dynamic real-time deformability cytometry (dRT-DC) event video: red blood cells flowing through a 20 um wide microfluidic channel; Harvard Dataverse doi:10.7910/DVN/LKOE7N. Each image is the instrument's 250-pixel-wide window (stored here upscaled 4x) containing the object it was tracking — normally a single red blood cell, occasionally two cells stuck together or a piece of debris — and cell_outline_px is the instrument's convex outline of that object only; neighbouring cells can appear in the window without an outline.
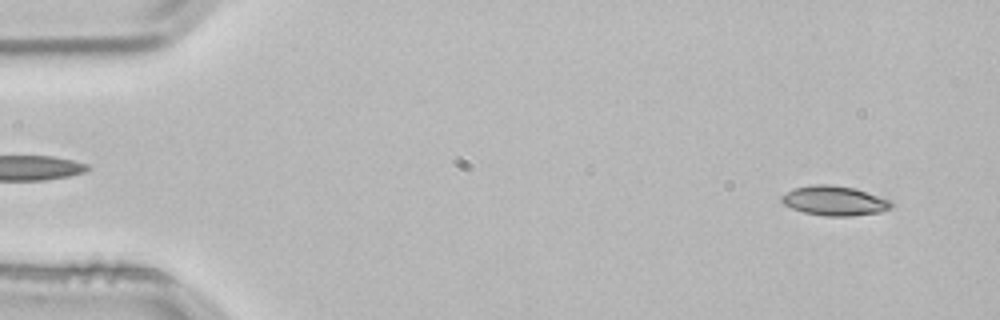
{"species": "common noctule bat (a hibernating species)", "species_latin": "Nyctalus noctula", "temperature_condition": "room temperature", "stored_images_in_passage": 3, "segment_of_instrument_passage": [2, 2], "camera_frame_rate_fps": 3000, "um_per_image_px": 0.085, "animal": {"sex": "male", "body_mass_g": 21.5, "forearm_length_mm": 52.0}, "frame": {"image": 1, "passage_image": 3, "time_ms": 0.667, "image_size_px": [1000, 320], "cell_outline_px": [[892, 204], [888, 208], [880, 212], [852, 216], [824, 216], [804, 212], [792, 208], [784, 204], [780, 200], [780, 196], [796, 188], [812, 184], [828, 184], [856, 188], [892, 200]], "centroid_in_image_um": [70.93, 17.06], "position_along_channel_um": 14.1, "area_um2": 18.9}}